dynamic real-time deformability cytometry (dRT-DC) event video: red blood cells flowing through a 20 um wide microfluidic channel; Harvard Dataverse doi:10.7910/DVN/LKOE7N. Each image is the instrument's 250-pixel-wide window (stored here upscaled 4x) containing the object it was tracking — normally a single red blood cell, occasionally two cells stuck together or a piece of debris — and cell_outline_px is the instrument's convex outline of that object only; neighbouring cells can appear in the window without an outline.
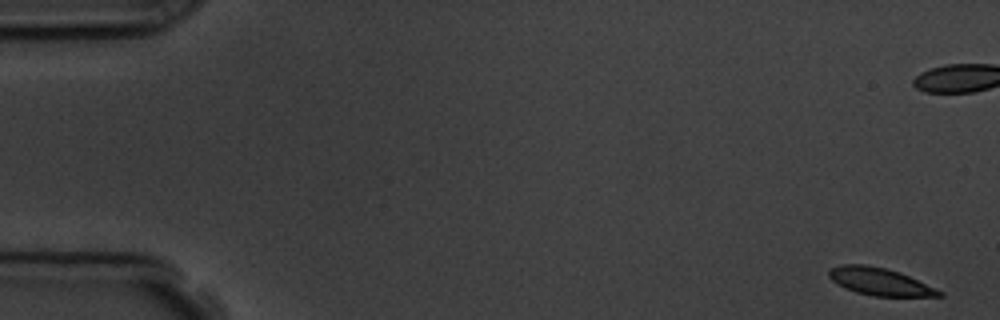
{"species": "common noctule bat (a hibernating species)", "species_latin": "Nyctalus noctula", "temperature_condition": "room temperature", "stored_images_in_passage": 6, "camera_frame_rate_fps": 3000, "um_per_image_px": 0.085, "animal": {"sex": "male", "body_mass_g": 19.5, "forearm_length_mm": 54.6}, "frame": {"image": 1, "passage_image": 1, "time_ms": 0.0, "image_size_px": [1000, 320], "cell_outline_px": [[944, 296], [872, 296], [856, 292], [844, 288], [836, 284], [828, 276], [828, 272], [832, 268], [840, 264], [868, 264], [900, 272], [944, 292]], "centroid_in_image_um": [74.76, 23.93], "position_along_channel_um": 10.2, "area_um2": 17.63}}
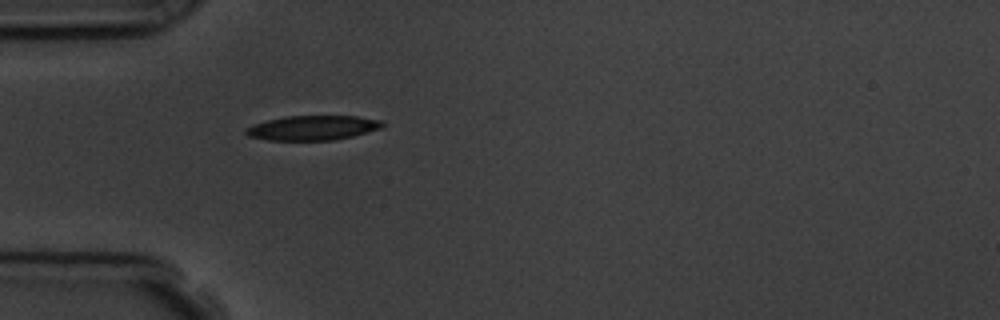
{"frame": {"image": 2, "passage_image": 6, "time_ms": 6.0, "image_size_px": [1000, 320], "cell_outline_px": [[384, 124], [380, 128], [368, 132], [352, 136], [332, 140], [268, 140], [248, 136], [244, 132], [244, 128], [268, 120], [284, 116], [356, 116], [384, 120]], "centroid_in_image_um": [26.58, 10.86], "position_along_channel_um": 58.4, "area_um2": 19.54}}